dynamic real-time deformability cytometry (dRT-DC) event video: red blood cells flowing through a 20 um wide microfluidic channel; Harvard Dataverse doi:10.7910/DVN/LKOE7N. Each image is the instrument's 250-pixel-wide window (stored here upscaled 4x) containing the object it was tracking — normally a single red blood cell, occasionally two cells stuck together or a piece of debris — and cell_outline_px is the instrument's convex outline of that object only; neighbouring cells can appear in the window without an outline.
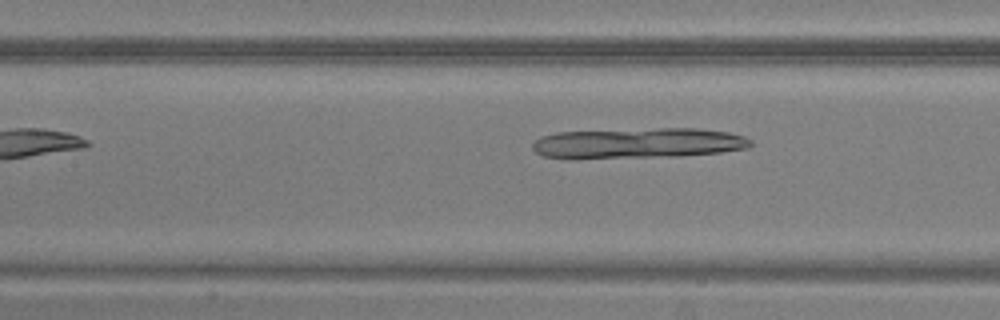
{"species": "common noctule bat (a hibernating species)", "species_latin": "Nyctalus noctula", "temperature_condition": "warm", "stored_images_in_passage": 8, "camera_frame_rate_fps": 3000, "um_per_image_px": 0.085, "animal": {"sex": "male", "body_mass_g": 20.5, "forearm_length_mm": 52.5}, "frame": {"image": 1, "passage_image": 7, "time_ms": 7.0, "image_size_px": [1000, 320], "cell_outline_px": [[752, 144], [748, 148], [720, 152], [680, 156], [544, 156], [536, 152], [532, 148], [532, 144], [540, 136], [556, 132], [660, 128], [696, 128], [728, 132], [744, 136], [752, 140]], "centroid_in_image_um": [54.35, 12.12], "position_along_channel_um": 153.0, "area_um2": 37.51}}
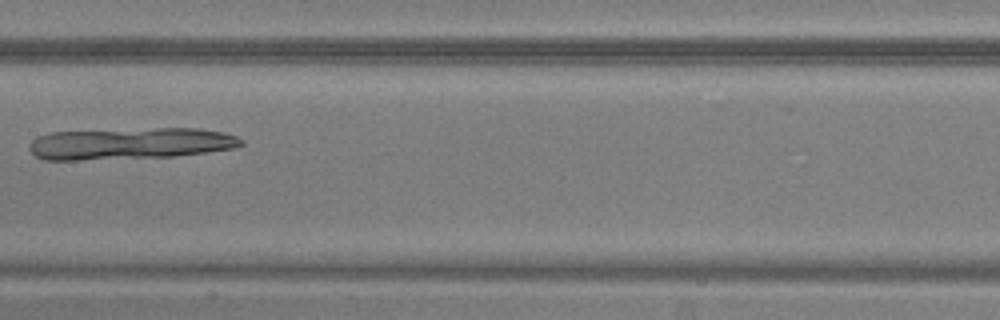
{"frame": {"image": 2, "passage_image": 8, "time_ms": 8.0, "image_size_px": [1000, 320], "cell_outline_px": [[244, 144], [232, 148], [204, 152], [172, 156], [80, 160], [44, 160], [36, 156], [28, 148], [32, 140], [36, 136], [52, 132], [156, 128], [200, 128], [224, 132], [236, 136], [244, 140]], "centroid_in_image_um": [11.05, 12.19], "position_along_channel_um": 196.3, "area_um2": 39.02}}